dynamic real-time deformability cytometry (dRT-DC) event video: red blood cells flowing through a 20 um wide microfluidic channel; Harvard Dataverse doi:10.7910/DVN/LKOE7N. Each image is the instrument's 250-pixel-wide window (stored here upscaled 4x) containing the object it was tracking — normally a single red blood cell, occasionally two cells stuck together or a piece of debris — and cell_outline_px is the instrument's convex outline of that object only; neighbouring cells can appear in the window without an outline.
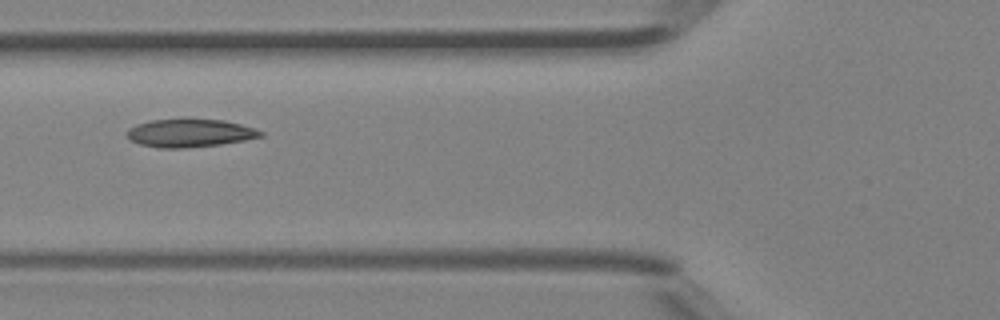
{"species": "Egyptian fruit bat (a non-hibernating species)", "species_latin": "Rousettus aegyptiacus", "temperature_condition": "room temperature", "stored_images_in_passage": 4, "camera_frame_rate_fps": 3000, "um_per_image_px": 0.085, "animal": {"sex": "female"}, "frame": {"image": 1, "passage_image": 4, "time_ms": 1.0, "image_size_px": [1000, 320], "cell_outline_px": [[264, 136], [244, 140], [220, 144], [188, 148], [156, 148], [140, 144], [132, 140], [124, 132], [128, 128], [136, 124], [152, 120], [184, 116], [224, 120], [240, 124], [264, 132]], "centroid_in_image_um": [16.1, 11.27], "position_along_channel_um": 109.7, "area_um2": 22.66}}